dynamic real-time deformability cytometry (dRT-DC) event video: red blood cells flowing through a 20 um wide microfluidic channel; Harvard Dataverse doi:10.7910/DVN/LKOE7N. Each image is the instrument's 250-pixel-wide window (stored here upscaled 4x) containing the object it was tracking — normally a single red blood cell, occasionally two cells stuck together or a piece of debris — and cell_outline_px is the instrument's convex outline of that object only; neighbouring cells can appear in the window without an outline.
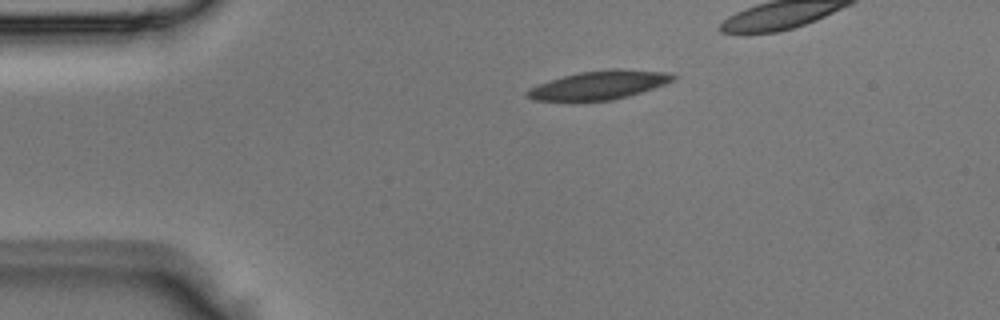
{"species": "Egyptian fruit bat (a non-hibernating species)", "species_latin": "Rousettus aegyptiacus", "temperature_condition": "room temperature", "stored_images_in_passage": 3, "camera_frame_rate_fps": 3000, "um_per_image_px": 0.085, "animal": {"sex": "male"}, "frame": {"image": 1, "passage_image": 1, "time_ms": 0.0, "image_size_px": [1000, 320], "cell_outline_px": [[676, 80], [628, 96], [612, 100], [532, 100], [524, 96], [524, 92], [528, 88], [548, 80], [580, 72], [616, 68], [620, 68], [664, 72], [676, 76]], "centroid_in_image_um": [50.88, 7.22], "position_along_channel_um": 34.1, "area_um2": 24.16}}